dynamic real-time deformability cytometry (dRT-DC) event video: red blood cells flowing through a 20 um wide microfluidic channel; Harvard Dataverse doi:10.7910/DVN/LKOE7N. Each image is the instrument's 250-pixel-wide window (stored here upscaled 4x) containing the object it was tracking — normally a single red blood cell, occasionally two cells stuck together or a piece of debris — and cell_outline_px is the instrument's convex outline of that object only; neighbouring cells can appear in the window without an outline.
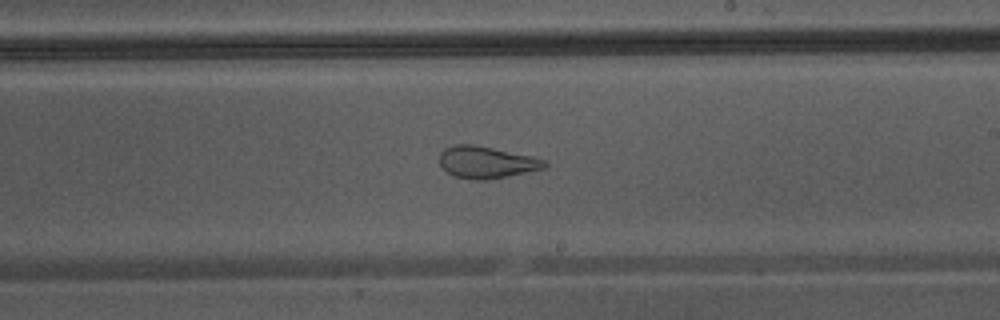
{"species": "Egyptian fruit bat (a non-hibernating species)", "species_latin": "Rousettus aegyptiacus", "temperature_condition": "warm", "stored_images_in_passage": 43, "camera_frame_rate_fps": 3000, "um_per_image_px": 0.085, "animal": {"sex": "male"}, "frame": {"image": 1, "passage_image": 25, "time_ms": 8.0, "image_size_px": [1000, 320], "cell_outline_px": [[548, 164], [544, 168], [508, 176], [484, 180], [476, 180], [452, 176], [440, 164], [440, 152], [444, 148], [456, 144], [472, 144], [532, 156], [544, 160]], "centroid_in_image_um": [41.32, 13.79], "position_along_channel_um": 247.7, "area_um2": 19.36}}